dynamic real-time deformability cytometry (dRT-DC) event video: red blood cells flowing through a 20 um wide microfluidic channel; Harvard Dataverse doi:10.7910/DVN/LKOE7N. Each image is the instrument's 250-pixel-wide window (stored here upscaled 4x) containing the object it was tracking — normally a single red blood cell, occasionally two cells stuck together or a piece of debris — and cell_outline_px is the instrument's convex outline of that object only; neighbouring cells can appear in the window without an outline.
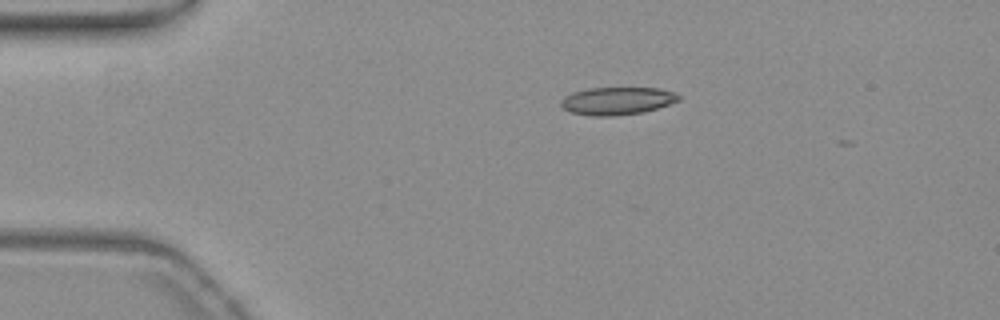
{"species": "common noctule bat (a hibernating species)", "species_latin": "Nyctalus noctula", "temperature_condition": "warm", "stored_images_in_passage": 6, "camera_frame_rate_fps": 3000, "um_per_image_px": 0.085, "animal": {"sex": "female", "body_mass_g": 19.3, "forearm_length_mm": 54.1}, "frame": {"image": 1, "passage_image": 1, "time_ms": 0.0, "image_size_px": [1000, 320], "cell_outline_px": [[680, 100], [644, 112], [612, 116], [592, 116], [572, 112], [564, 108], [560, 104], [560, 100], [564, 96], [572, 92], [588, 88], [660, 88], [672, 92], [680, 96]], "centroid_in_image_um": [52.43, 8.57], "position_along_channel_um": 32.6, "area_um2": 18.9}}